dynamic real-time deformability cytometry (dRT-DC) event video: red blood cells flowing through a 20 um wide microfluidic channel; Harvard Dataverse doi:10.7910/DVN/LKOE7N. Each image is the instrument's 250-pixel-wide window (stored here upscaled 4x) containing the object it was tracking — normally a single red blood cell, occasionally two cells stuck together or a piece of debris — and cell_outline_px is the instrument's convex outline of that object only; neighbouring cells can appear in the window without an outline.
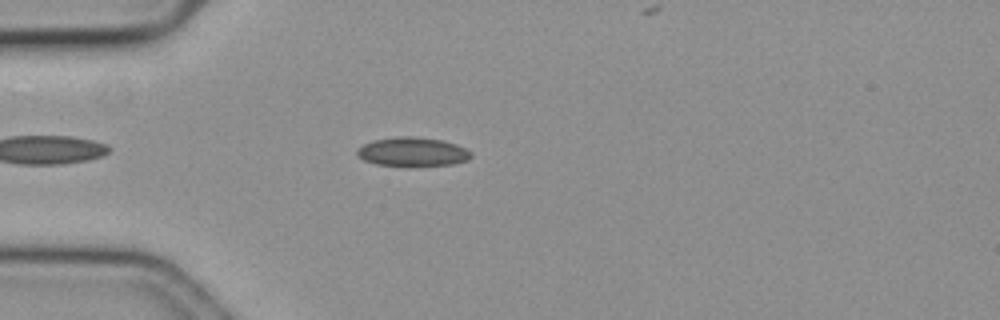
{"species": "common noctule bat (a hibernating species)", "species_latin": "Nyctalus noctula", "temperature_condition": "cold", "stored_images_in_passage": 41, "camera_frame_rate_fps": 3000, "um_per_image_px": 0.085, "animal": {"sex": "female", "body_mass_g": 19.3, "forearm_length_mm": 54.1}, "frame": {"image": 1, "passage_image": 6, "time_ms": 1.667, "image_size_px": [1000, 320], "cell_outline_px": [[472, 156], [468, 160], [452, 164], [412, 168], [408, 168], [376, 164], [364, 160], [356, 156], [356, 152], [364, 144], [372, 140], [396, 136], [416, 136], [444, 140], [456, 144], [472, 152]], "centroid_in_image_um": [35.07, 12.93], "position_along_channel_um": 49.9, "area_um2": 20.0}}
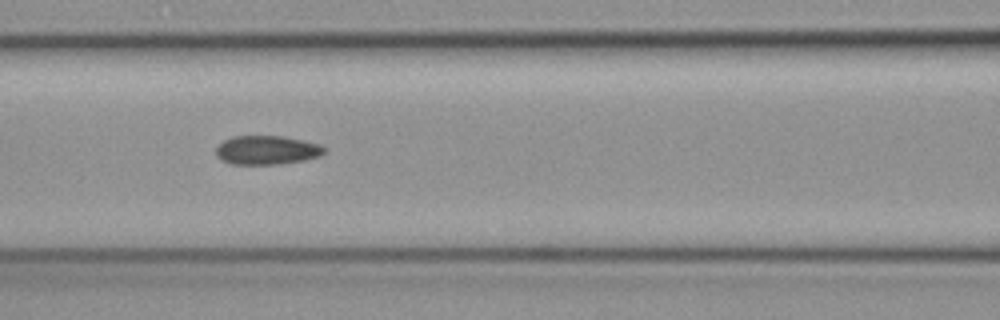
{"frame": {"image": 2, "passage_image": 15, "time_ms": 4.667, "image_size_px": [1000, 320], "cell_outline_px": [[324, 152], [320, 156], [304, 160], [280, 164], [232, 164], [216, 156], [216, 148], [224, 140], [232, 136], [284, 136], [304, 140], [320, 144], [324, 148]], "centroid_in_image_um": [22.69, 12.75], "position_along_channel_um": 143.9, "area_um2": 18.21}}
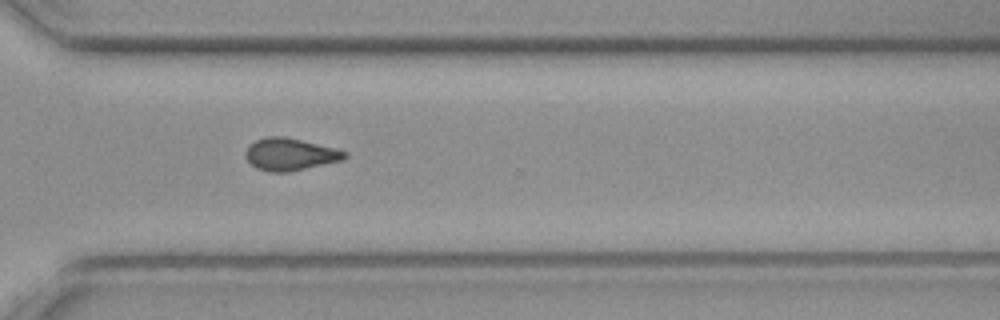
{"frame": {"image": 3, "passage_image": 32, "time_ms": 10.333, "image_size_px": [1000, 320], "cell_outline_px": [[348, 156], [344, 160], [288, 172], [268, 172], [256, 168], [244, 156], [244, 152], [248, 144], [256, 140], [268, 136], [284, 136], [348, 152]], "centroid_in_image_um": [24.62, 13.12], "position_along_channel_um": 346.0, "area_um2": 18.61}, "authors_computed_cell_mechanics": {"area_um2": 18.6116, "velocity_mm_per_s": 3.5716, "shape_relaxation_time_tau1_ms": null, "shape_relaxation_time_tau2_ms": 8.2675, "deformation_change_tau1": null, "deformation_change_tau2": 0.1045}}